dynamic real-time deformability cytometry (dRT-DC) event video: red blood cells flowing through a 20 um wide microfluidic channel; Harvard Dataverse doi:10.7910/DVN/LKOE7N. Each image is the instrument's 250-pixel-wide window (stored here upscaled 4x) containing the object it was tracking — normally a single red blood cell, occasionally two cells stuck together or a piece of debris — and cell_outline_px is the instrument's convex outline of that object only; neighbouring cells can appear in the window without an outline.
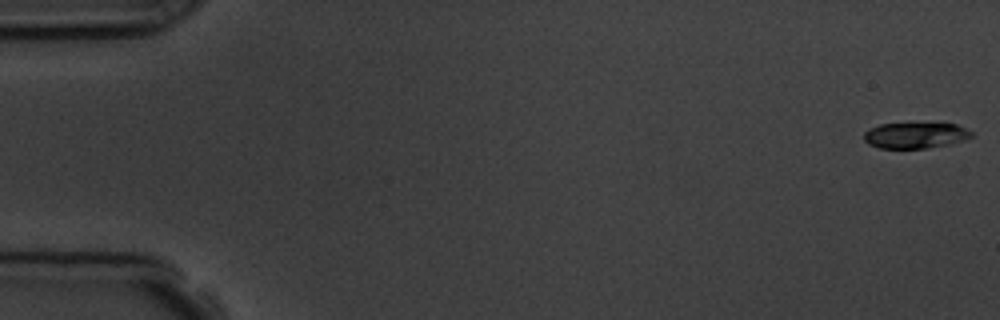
{"species": "common noctule bat (a hibernating species)", "species_latin": "Nyctalus noctula", "temperature_condition": "room temperature", "stored_images_in_passage": 6, "camera_frame_rate_fps": 3000, "um_per_image_px": 0.085, "animal": {"sex": "male", "body_mass_g": 19.5, "forearm_length_mm": 54.6}, "frame": {"image": 1, "passage_image": 1, "time_ms": 0.0, "image_size_px": [1000, 320], "cell_outline_px": [[972, 136], [964, 140], [948, 144], [924, 148], [880, 148], [868, 144], [864, 140], [864, 132], [868, 128], [880, 124], [956, 124], [972, 132]], "centroid_in_image_um": [77.75, 11.51], "position_along_channel_um": 7.2, "area_um2": 15.95}}
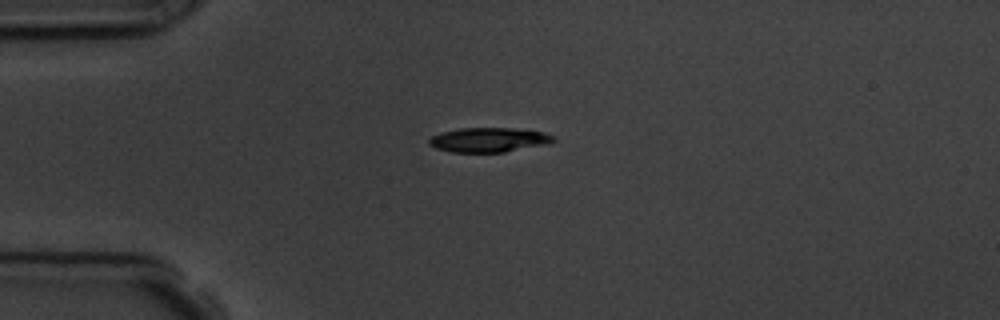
{"frame": {"image": 2, "passage_image": 4, "time_ms": 4.333, "image_size_px": [1000, 320], "cell_outline_px": [[556, 140], [548, 144], [504, 152], [452, 152], [436, 148], [428, 144], [428, 140], [432, 136], [440, 132], [460, 128], [512, 128], [544, 132], [556, 136]], "centroid_in_image_um": [41.56, 11.88], "position_along_channel_um": 43.4, "area_um2": 17.86}}
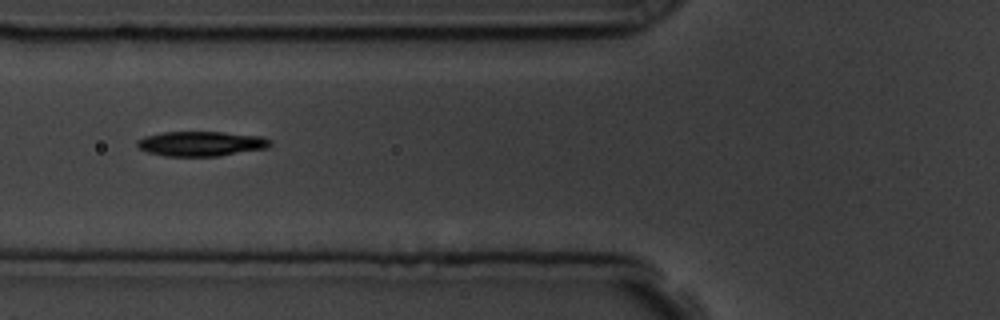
{"frame": {"image": 3, "passage_image": 6, "time_ms": 6.667, "image_size_px": [1000, 320], "cell_outline_px": [[272, 144], [268, 148], [220, 156], [164, 156], [148, 152], [140, 148], [136, 144], [136, 140], [144, 136], [164, 132], [220, 132], [264, 136], [272, 140]], "centroid_in_image_um": [17.13, 12.21], "position_along_channel_um": 108.7, "area_um2": 19.42}}